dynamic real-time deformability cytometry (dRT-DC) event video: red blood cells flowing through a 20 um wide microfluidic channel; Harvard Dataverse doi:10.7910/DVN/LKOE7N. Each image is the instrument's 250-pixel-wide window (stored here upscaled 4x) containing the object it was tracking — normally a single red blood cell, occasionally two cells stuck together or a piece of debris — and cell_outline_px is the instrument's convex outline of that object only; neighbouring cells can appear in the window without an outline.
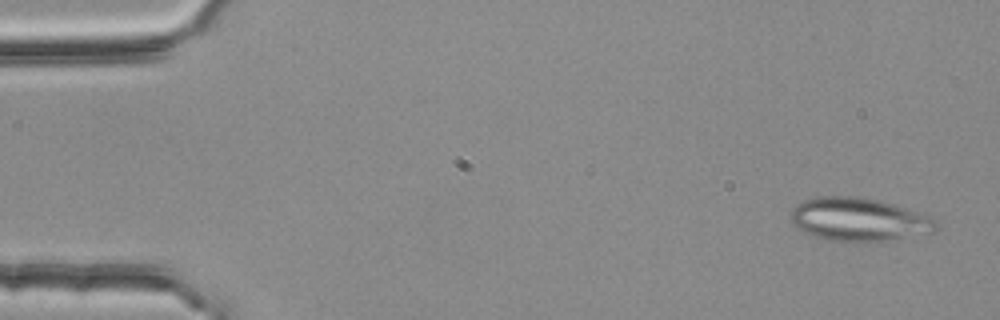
{"species": "common noctule bat (a hibernating species)", "species_latin": "Nyctalus noctula", "temperature_condition": "room temperature", "stored_images_in_passage": 54, "segment_of_instrument_passage": [1, 2], "camera_frame_rate_fps": 3000, "um_per_image_px": 0.085, "animal": {"sex": "female", "body_mass_g": 25.1}, "frame": {"image": 1, "passage_image": 3, "time_ms": 0.667, "image_size_px": [1000, 320], "cell_outline_px": [[936, 228], [932, 232], [884, 240], [828, 240], [812, 236], [804, 232], [792, 224], [788, 216], [792, 208], [796, 204], [804, 200], [816, 196], [856, 196], [880, 200], [920, 212], [932, 216], [936, 220]], "centroid_in_image_um": [72.93, 18.62], "position_along_channel_um": 12.1, "area_um2": 36.47}}